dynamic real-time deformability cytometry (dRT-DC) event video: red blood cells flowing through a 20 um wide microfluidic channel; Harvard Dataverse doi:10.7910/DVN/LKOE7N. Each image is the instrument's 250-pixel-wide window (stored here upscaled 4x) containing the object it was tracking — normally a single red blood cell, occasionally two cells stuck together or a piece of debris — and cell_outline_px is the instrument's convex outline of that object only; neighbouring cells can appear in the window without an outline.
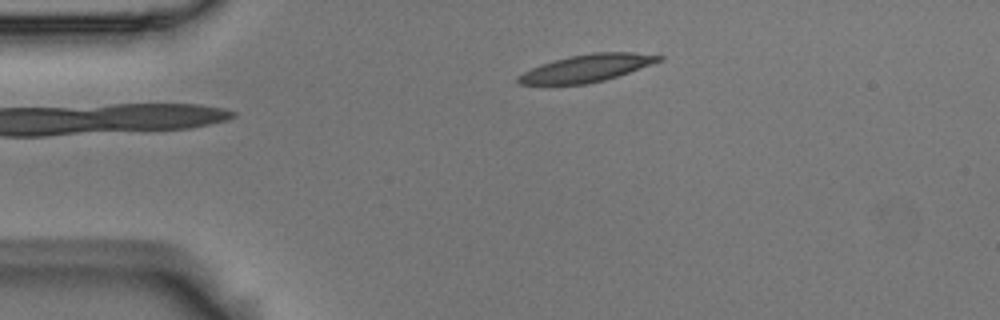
{"species": "Egyptian fruit bat (a non-hibernating species)", "species_latin": "Rousettus aegyptiacus", "temperature_condition": "room temperature", "stored_images_in_passage": 2, "camera_frame_rate_fps": 3000, "um_per_image_px": 0.085, "animal": {"sex": "male"}, "frame": {"image": 1, "passage_image": 1, "time_ms": 0.0, "image_size_px": [1000, 320], "cell_outline_px": [[664, 60], [604, 80], [588, 84], [520, 84], [516, 80], [516, 76], [540, 64], [568, 56], [592, 52], [632, 52], [664, 56]], "centroid_in_image_um": [49.87, 5.78], "position_along_channel_um": 35.1, "area_um2": 22.31}}